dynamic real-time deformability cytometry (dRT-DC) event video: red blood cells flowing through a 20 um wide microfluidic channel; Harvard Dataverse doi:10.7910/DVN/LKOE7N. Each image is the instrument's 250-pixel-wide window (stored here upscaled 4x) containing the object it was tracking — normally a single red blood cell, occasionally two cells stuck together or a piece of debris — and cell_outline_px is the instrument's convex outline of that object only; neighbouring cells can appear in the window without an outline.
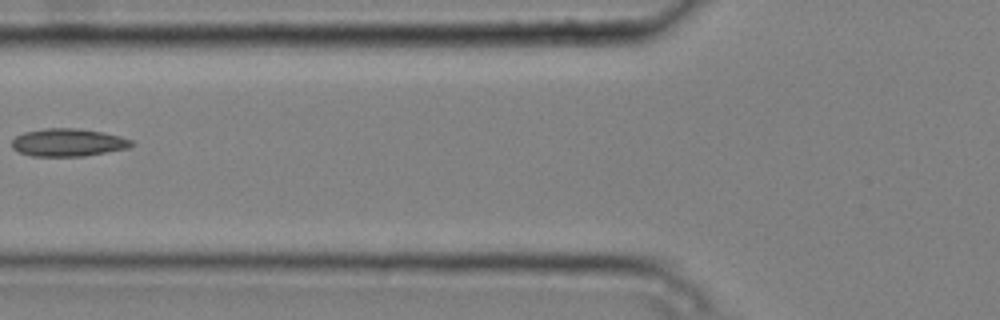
{"species": "common noctule bat (a hibernating species)", "species_latin": "Nyctalus noctula", "temperature_condition": "cold", "stored_images_in_passage": 6, "camera_frame_rate_fps": 3000, "um_per_image_px": 0.085, "animal": {"sex": "male", "body_mass_g": 20.4}, "frame": {"image": 1, "passage_image": 6, "time_ms": 1.667, "image_size_px": [1000, 320], "cell_outline_px": [[136, 144], [132, 148], [84, 156], [32, 156], [20, 152], [12, 148], [12, 140], [16, 136], [24, 132], [44, 128], [76, 128], [100, 132], [120, 136], [132, 140]], "centroid_in_image_um": [5.83, 12.11], "position_along_channel_um": 120.0, "area_um2": 19.48}}